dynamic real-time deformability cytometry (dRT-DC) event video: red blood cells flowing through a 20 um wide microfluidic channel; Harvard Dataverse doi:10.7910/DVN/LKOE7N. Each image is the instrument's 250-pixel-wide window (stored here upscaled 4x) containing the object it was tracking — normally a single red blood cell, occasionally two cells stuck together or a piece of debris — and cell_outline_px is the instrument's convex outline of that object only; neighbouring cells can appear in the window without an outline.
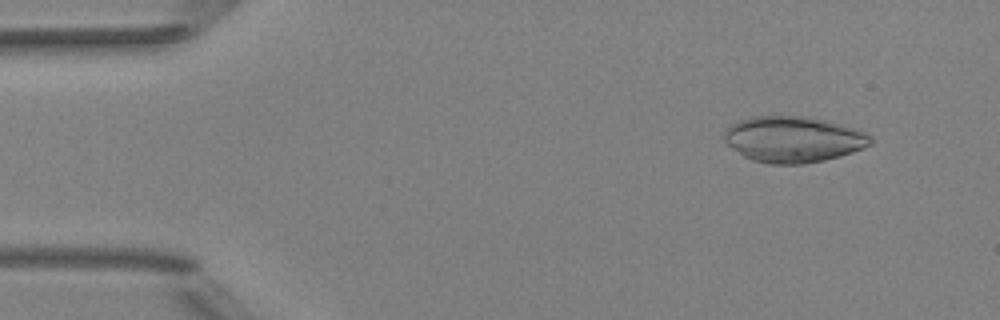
{"species": "Egyptian fruit bat (a non-hibernating species)", "species_latin": "Rousettus aegyptiacus", "temperature_condition": "room temperature", "stored_images_in_passage": 50, "camera_frame_rate_fps": 3000, "um_per_image_px": 0.085, "animal": {"sex": "female"}, "frame": {"image": 1, "passage_image": 5, "time_ms": 1.333, "image_size_px": [1000, 320], "cell_outline_px": [[872, 144], [864, 148], [840, 156], [824, 160], [804, 164], [768, 164], [752, 160], [744, 156], [732, 148], [724, 140], [724, 132], [732, 124], [740, 120], [752, 116], [808, 116], [840, 124], [864, 132], [872, 136]], "centroid_in_image_um": [67.43, 11.85], "position_along_channel_um": 17.6, "area_um2": 39.19}}
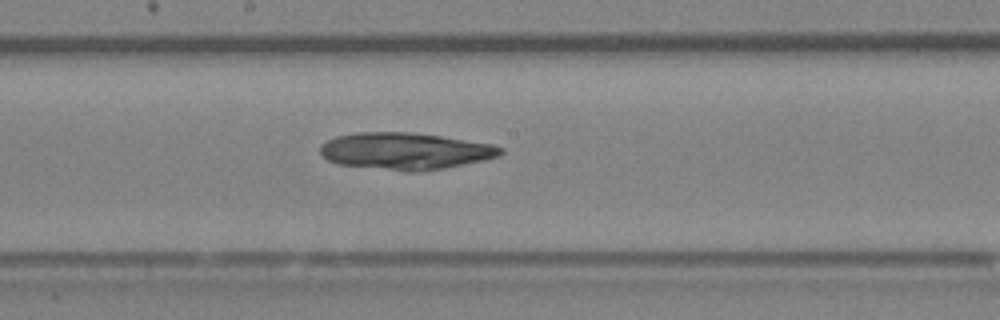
{"frame": {"image": 2, "passage_image": 27, "time_ms": 8.667, "image_size_px": [1000, 320], "cell_outline_px": [[504, 152], [500, 156], [484, 160], [444, 168], [412, 172], [408, 172], [336, 164], [328, 160], [320, 152], [320, 144], [336, 136], [356, 132], [412, 132], [440, 136], [492, 144], [504, 148]], "centroid_in_image_um": [34.44, 12.84], "position_along_channel_um": 213.8, "area_um2": 38.84}}
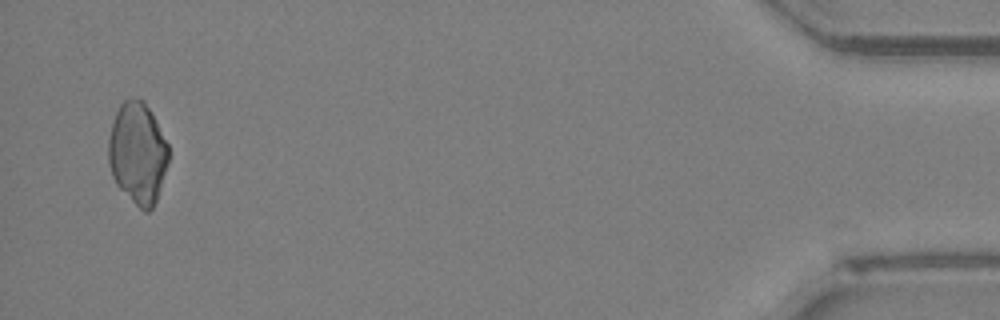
{"frame": {"image": 3, "passage_image": 49, "time_ms": 16.0, "image_size_px": [1000, 320], "cell_outline_px": [[168, 164], [156, 200], [152, 208], [148, 212], [144, 212], [116, 184], [112, 176], [108, 164], [108, 140], [112, 124], [116, 112], [120, 104], [128, 96], [132, 96], [144, 100], [168, 144]], "centroid_in_image_um": [11.68, 12.99], "position_along_channel_um": 423.5, "area_um2": 35.49}}